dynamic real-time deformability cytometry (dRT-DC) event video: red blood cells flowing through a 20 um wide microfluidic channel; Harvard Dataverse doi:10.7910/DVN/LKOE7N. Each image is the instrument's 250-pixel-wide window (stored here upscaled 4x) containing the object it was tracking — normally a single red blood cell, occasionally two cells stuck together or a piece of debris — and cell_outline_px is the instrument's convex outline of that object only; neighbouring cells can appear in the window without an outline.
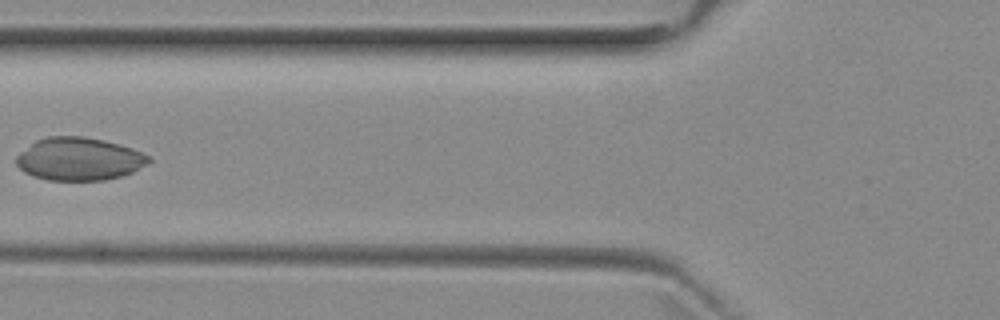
{"species": "common noctule bat (a hibernating species)", "species_latin": "Nyctalus noctula", "temperature_condition": "room temperature", "stored_images_in_passage": 6, "camera_frame_rate_fps": 3000, "um_per_image_px": 0.085, "animal": {"sex": "female", "body_mass_g": 29.2, "forearm_length_mm": 56.3}, "frame": {"image": 1, "passage_image": 5, "time_ms": 5.0, "image_size_px": [1000, 320], "cell_outline_px": [[152, 160], [148, 164], [132, 172], [120, 176], [104, 180], [48, 180], [32, 176], [24, 172], [16, 164], [16, 156], [20, 152], [36, 140], [48, 136], [84, 136], [104, 140], [120, 144], [132, 148], [152, 156]], "centroid_in_image_um": [6.74, 13.51], "position_along_channel_um": 119.1, "area_um2": 33.29}}
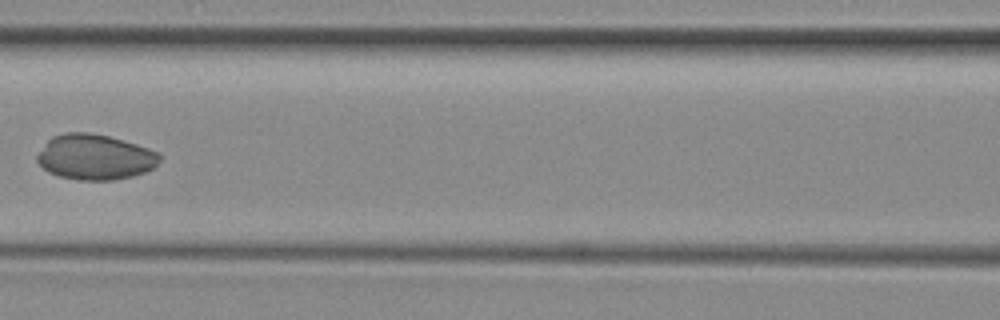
{"frame": {"image": 2, "passage_image": 6, "time_ms": 6.0, "image_size_px": [1000, 320], "cell_outline_px": [[164, 156], [152, 168], [144, 172], [132, 176], [112, 180], [80, 180], [60, 176], [48, 172], [36, 160], [36, 156], [48, 140], [52, 136], [64, 132], [88, 132], [108, 136], [136, 144], [160, 152]], "centroid_in_image_um": [8.08, 13.34], "position_along_channel_um": 158.5, "area_um2": 32.37}}